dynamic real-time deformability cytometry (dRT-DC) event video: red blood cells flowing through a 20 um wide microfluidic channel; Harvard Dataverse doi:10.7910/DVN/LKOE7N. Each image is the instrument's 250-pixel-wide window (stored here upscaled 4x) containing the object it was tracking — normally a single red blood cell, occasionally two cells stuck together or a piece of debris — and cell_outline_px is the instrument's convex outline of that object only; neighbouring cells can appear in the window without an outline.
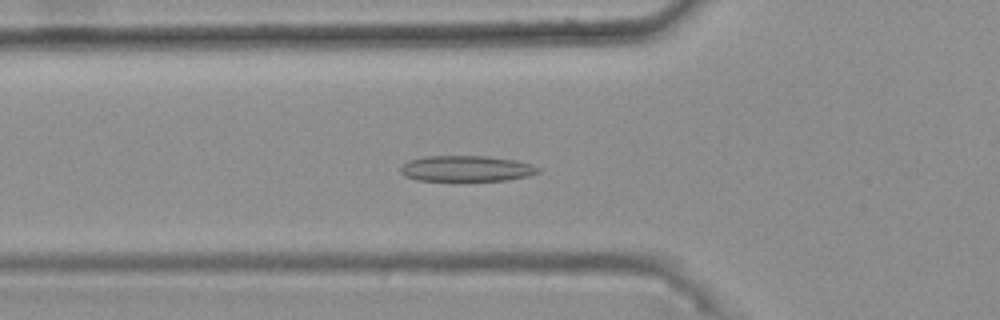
{"species": "common noctule bat (a hibernating species)", "species_latin": "Nyctalus noctula", "temperature_condition": "warm", "stored_images_in_passage": 46, "camera_frame_rate_fps": 3000, "um_per_image_px": 0.085, "animal": {"sex": "female", "body_mass_g": 25.1}, "frame": {"image": 1, "passage_image": 19, "time_ms": 6.0, "image_size_px": [1000, 320], "cell_outline_px": [[540, 172], [528, 176], [508, 180], [416, 180], [404, 176], [400, 172], [400, 168], [408, 160], [424, 156], [488, 156], [512, 160], [532, 164], [540, 168]], "centroid_in_image_um": [39.63, 14.32], "position_along_channel_um": 86.2, "area_um2": 20.63}}
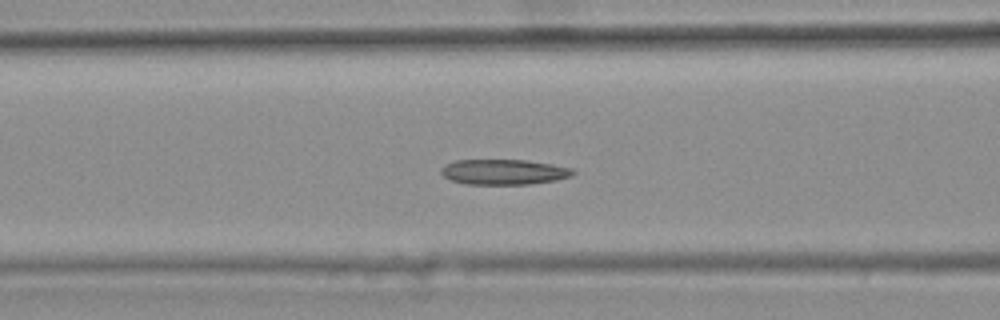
{"frame": {"image": 2, "passage_image": 22, "time_ms": 7.0, "image_size_px": [1000, 320], "cell_outline_px": [[576, 172], [572, 176], [556, 180], [528, 184], [464, 184], [452, 180], [444, 176], [440, 172], [440, 168], [444, 164], [456, 160], [524, 160], [552, 164], [572, 168]], "centroid_in_image_um": [42.81, 14.61], "position_along_channel_um": 123.8, "area_um2": 19.48}}
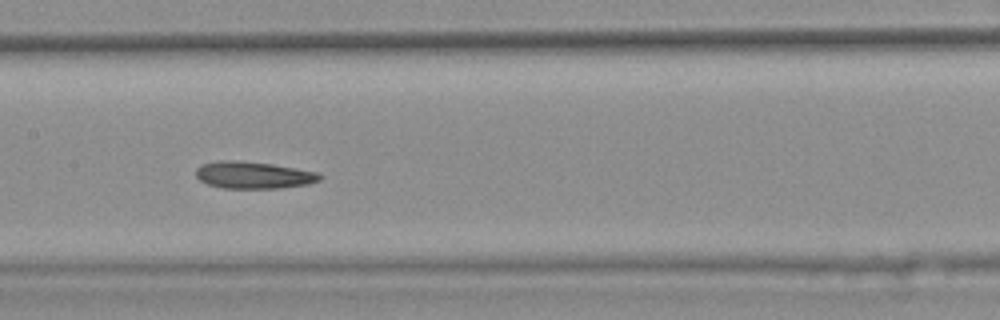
{"frame": {"image": 3, "passage_image": 27, "time_ms": 8.667, "image_size_px": [1000, 320], "cell_outline_px": [[324, 176], [320, 180], [308, 184], [280, 188], [224, 188], [208, 184], [200, 180], [196, 176], [196, 168], [200, 164], [220, 160], [232, 160], [272, 164], [316, 172]], "centroid_in_image_um": [21.53, 14.88], "position_along_channel_um": 185.9, "area_um2": 19.42}, "authors_computed_cell_mechanics": {"area_um2": 19.8543, "velocity_mm_per_s": 3.7336, "shape_relaxation_time_tau1_ms": null, "shape_relaxation_time_tau2_ms": 4.1928, "deformation_change_tau1": null, "deformation_change_tau2": 0.0978}}